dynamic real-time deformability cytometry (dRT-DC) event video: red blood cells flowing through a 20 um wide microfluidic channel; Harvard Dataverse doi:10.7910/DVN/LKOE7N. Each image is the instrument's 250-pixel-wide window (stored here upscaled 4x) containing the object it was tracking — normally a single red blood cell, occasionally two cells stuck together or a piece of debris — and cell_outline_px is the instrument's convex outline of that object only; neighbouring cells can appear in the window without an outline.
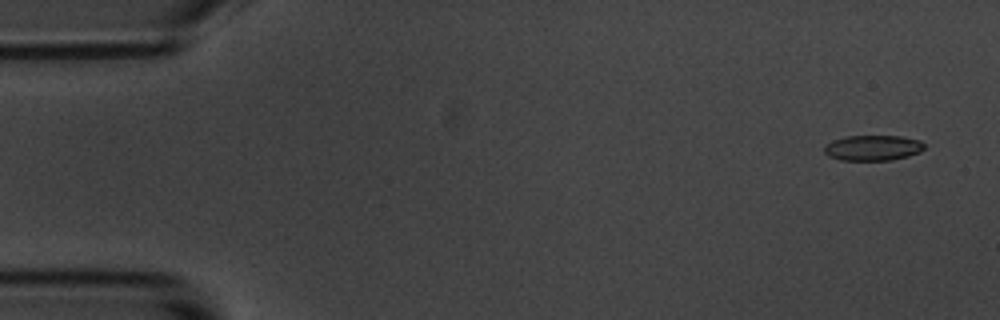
{"species": "common noctule bat (a hibernating species)", "species_latin": "Nyctalus noctula", "temperature_condition": "room temperature", "stored_images_in_passage": 9, "camera_frame_rate_fps": 3000, "um_per_image_px": 0.085, "animal": {"sex": "male", "body_mass_g": 20.1, "forearm_length_mm": 53.5}, "frame": {"image": 1, "passage_image": 1, "time_ms": 0.0, "image_size_px": [1000, 320], "cell_outline_px": [[924, 148], [920, 152], [908, 156], [892, 160], [840, 160], [828, 156], [824, 152], [824, 144], [832, 140], [844, 136], [900, 136], [920, 140], [924, 144]], "centroid_in_image_um": [74.16, 12.56], "position_along_channel_um": 10.8, "area_um2": 14.97}}
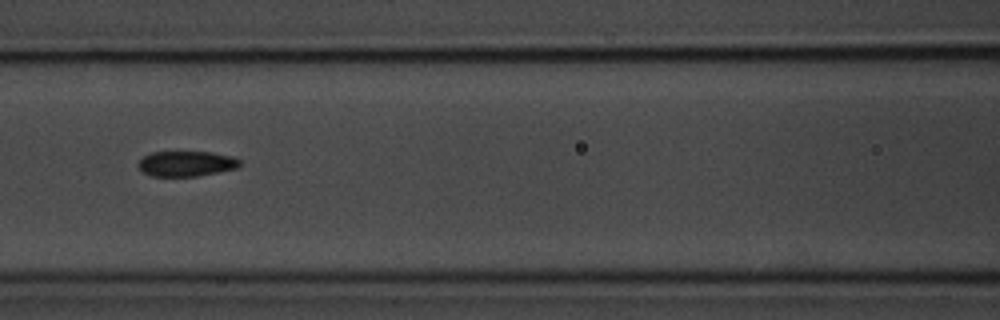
{"frame": {"image": 2, "passage_image": 7, "time_ms": 7.333, "image_size_px": [1000, 320], "cell_outline_px": [[240, 168], [196, 176], [152, 176], [144, 172], [136, 164], [144, 156], [152, 152], [212, 152], [232, 156], [240, 160]], "centroid_in_image_um": [15.86, 13.91], "position_along_channel_um": 150.7, "area_um2": 14.97}}
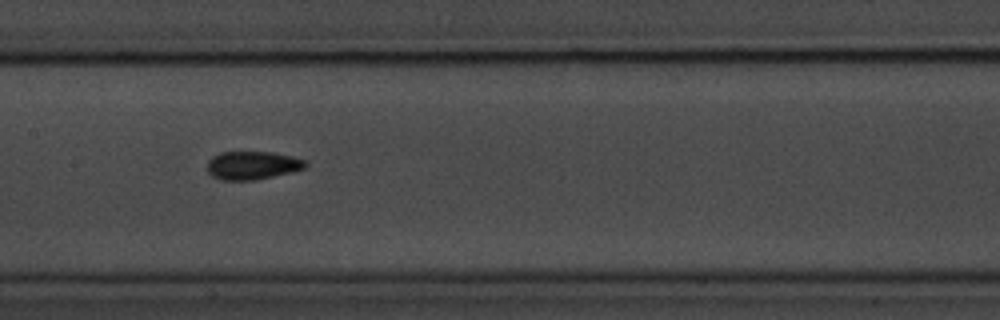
{"frame": {"image": 3, "passage_image": 8, "time_ms": 8.333, "image_size_px": [1000, 320], "cell_outline_px": [[308, 168], [292, 172], [256, 180], [220, 180], [212, 176], [208, 172], [208, 160], [212, 156], [220, 152], [276, 152], [308, 160]], "centroid_in_image_um": [21.51, 14.05], "position_along_channel_um": 185.9, "area_um2": 16.53}}